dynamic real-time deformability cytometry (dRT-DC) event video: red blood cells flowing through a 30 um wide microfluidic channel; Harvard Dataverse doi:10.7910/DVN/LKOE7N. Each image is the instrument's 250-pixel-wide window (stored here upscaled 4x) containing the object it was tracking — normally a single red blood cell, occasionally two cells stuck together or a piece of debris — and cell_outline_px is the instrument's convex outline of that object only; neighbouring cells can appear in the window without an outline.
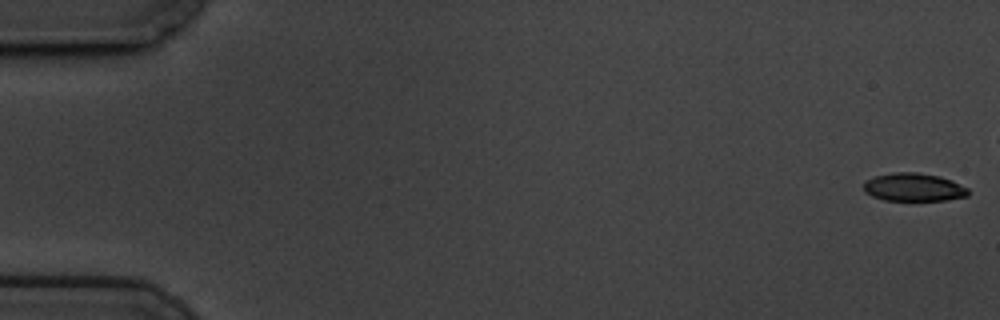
{"species": "common noctule bat (a hibernating species)", "species_latin": "Nyctalus noctula", "temperature_condition": "cold", "stored_images_in_passage": 52, "camera_frame_rate_fps": 3000, "um_per_image_px": 0.085, "animal": {"sex": "male", "body_mass_g": 19.5, "forearm_length_mm": 54.6}, "frame": {"image": 1, "passage_image": 1, "time_ms": 0.0, "image_size_px": [1000, 320], "cell_outline_px": [[968, 196], [944, 200], [884, 200], [872, 196], [864, 192], [864, 184], [872, 176], [892, 172], [916, 172], [940, 176], [952, 180], [968, 188]], "centroid_in_image_um": [77.65, 15.9], "position_along_channel_um": 7.3, "area_um2": 17.17}}
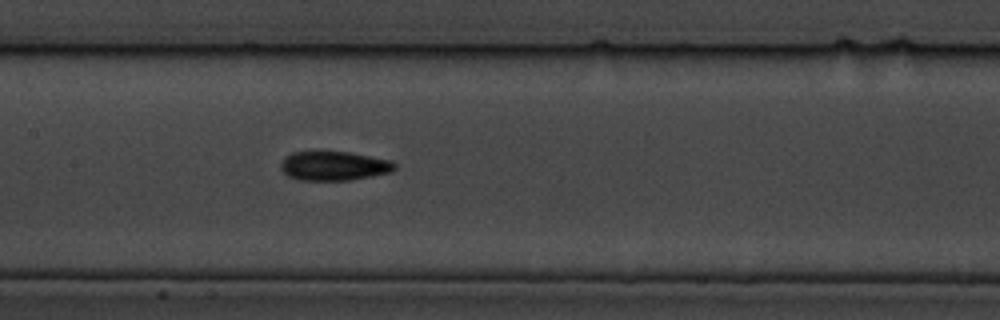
{"frame": {"image": 2, "passage_image": 29, "time_ms": 9.333, "image_size_px": [1000, 320], "cell_outline_px": [[396, 168], [392, 172], [372, 176], [348, 180], [300, 180], [288, 176], [280, 168], [280, 164], [284, 156], [292, 152], [348, 152], [392, 160], [396, 164]], "centroid_in_image_um": [28.39, 14.1], "position_along_channel_um": 179.0, "area_um2": 19.42}}
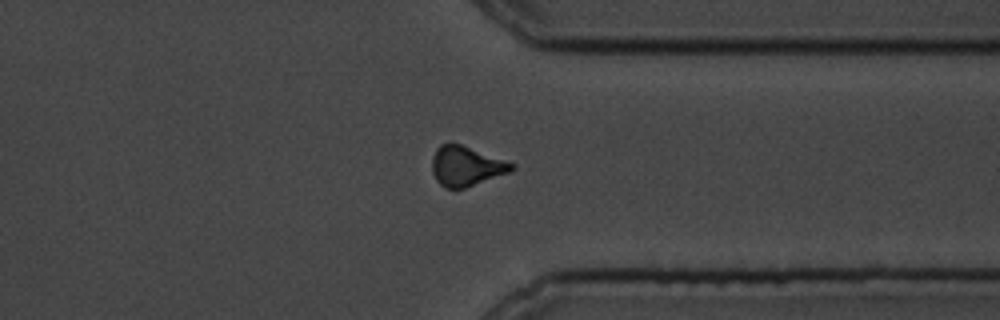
{"frame": {"image": 3, "passage_image": 46, "time_ms": 15.0, "image_size_px": [1000, 320], "cell_outline_px": [[516, 168], [512, 172], [464, 188], [444, 188], [436, 180], [432, 172], [432, 156], [436, 148], [440, 144], [460, 144], [516, 164]], "centroid_in_image_um": [39.63, 14.13], "position_along_channel_um": 371.8, "area_um2": 18.5}}